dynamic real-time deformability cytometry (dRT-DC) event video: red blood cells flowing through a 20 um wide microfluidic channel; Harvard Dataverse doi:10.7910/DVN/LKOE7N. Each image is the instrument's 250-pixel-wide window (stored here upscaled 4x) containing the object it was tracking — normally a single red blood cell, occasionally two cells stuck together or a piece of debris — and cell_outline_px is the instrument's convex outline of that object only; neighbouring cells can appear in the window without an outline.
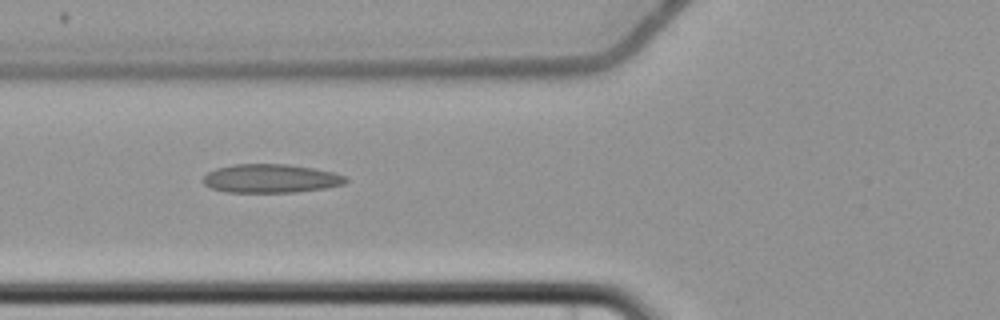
{"species": "common noctule bat (a hibernating species)", "species_latin": "Nyctalus noctula", "temperature_condition": "cold", "stored_images_in_passage": 6, "camera_frame_rate_fps": 3000, "um_per_image_px": 0.085, "animal": {"sex": "female", "body_mass_g": 22.7, "forearm_length_mm": 54.2}, "frame": {"image": 1, "passage_image": 6, "time_ms": 6.667, "image_size_px": [1000, 320], "cell_outline_px": [[348, 180], [344, 184], [324, 188], [296, 192], [228, 192], [212, 188], [204, 184], [200, 180], [208, 172], [216, 168], [232, 164], [288, 164], [312, 168], [332, 172], [348, 176]], "centroid_in_image_um": [23.0, 15.16], "position_along_channel_um": 102.8, "area_um2": 23.87}}